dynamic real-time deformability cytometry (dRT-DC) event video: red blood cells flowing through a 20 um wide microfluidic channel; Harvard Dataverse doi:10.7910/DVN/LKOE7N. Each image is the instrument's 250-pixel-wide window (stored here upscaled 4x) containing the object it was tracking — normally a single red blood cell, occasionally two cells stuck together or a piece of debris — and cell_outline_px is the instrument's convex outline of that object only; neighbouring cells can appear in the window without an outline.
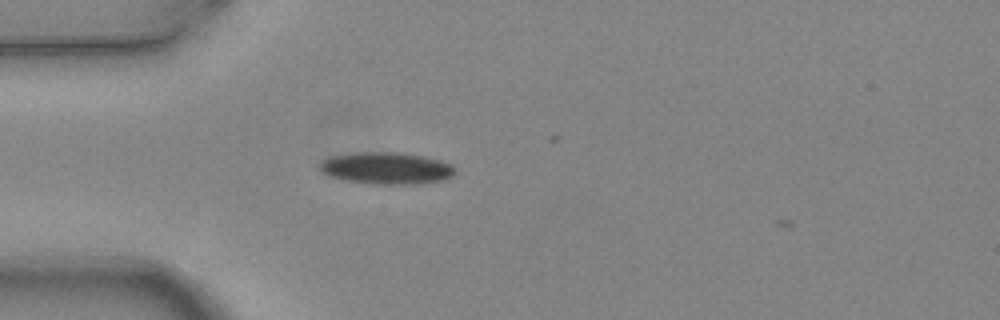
{"species": "common noctule bat (a hibernating species)", "species_latin": "Nyctalus noctula", "temperature_condition": "warm", "stored_images_in_passage": 1, "camera_frame_rate_fps": 3000, "um_per_image_px": 0.085, "animal": {"sex": "female", "body_mass_g": 24.6, "forearm_length_mm": 56.2}, "frame": {"image": 1, "passage_image": 1, "time_ms": 0.0, "image_size_px": [1000, 320], "cell_outline_px": [[456, 172], [452, 176], [444, 180], [416, 184], [372, 184], [344, 180], [328, 176], [320, 168], [320, 164], [324, 160], [332, 156], [356, 152], [400, 152], [424, 156], [440, 160], [452, 164], [456, 168]], "centroid_in_image_um": [32.9, 14.3], "position_along_channel_um": 52.1, "area_um2": 25.32}}